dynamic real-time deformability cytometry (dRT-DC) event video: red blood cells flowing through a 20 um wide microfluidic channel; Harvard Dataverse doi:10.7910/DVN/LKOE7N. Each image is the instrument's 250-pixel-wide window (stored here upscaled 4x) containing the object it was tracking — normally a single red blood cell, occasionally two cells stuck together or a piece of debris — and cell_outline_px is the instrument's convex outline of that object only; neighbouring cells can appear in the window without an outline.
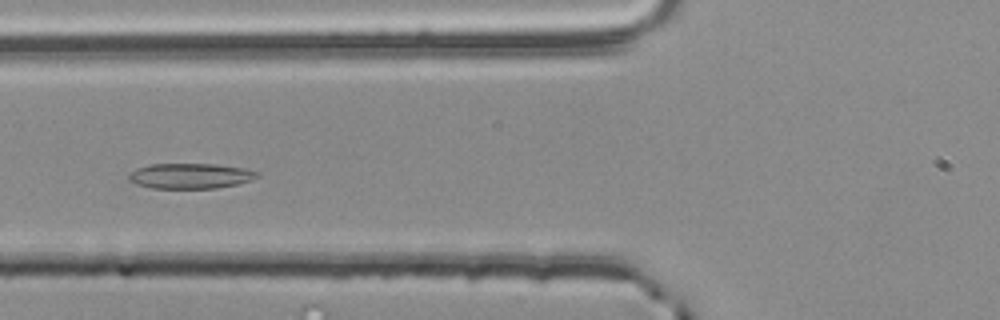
{"species": "common noctule bat (a hibernating species)", "species_latin": "Nyctalus noctula", "temperature_condition": "room temperature", "stored_images_in_passage": 27, "camera_frame_rate_fps": 3000, "um_per_image_px": 0.085, "animal": {"sex": "male", "body_mass_g": 20.4}, "frame": {"image": 1, "passage_image": 6, "time_ms": 1.667, "image_size_px": [1000, 320], "cell_outline_px": [[260, 176], [252, 180], [236, 184], [216, 188], [152, 188], [136, 184], [128, 180], [128, 176], [136, 168], [148, 164], [216, 164], [244, 168], [260, 172]], "centroid_in_image_um": [16.19, 14.95], "position_along_channel_um": 109.6, "area_um2": 19.02}}
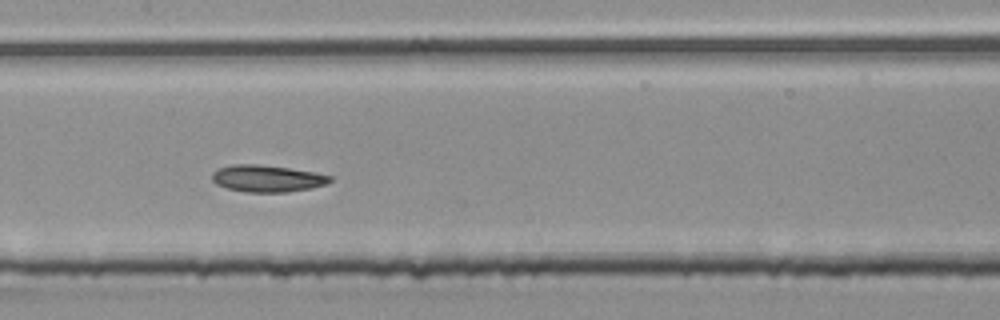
{"frame": {"image": 2, "passage_image": 12, "time_ms": 3.667, "image_size_px": [1000, 320], "cell_outline_px": [[332, 180], [328, 184], [312, 188], [288, 192], [244, 192], [228, 188], [216, 184], [212, 180], [212, 172], [216, 168], [232, 164], [256, 164], [288, 168], [316, 172], [332, 176]], "centroid_in_image_um": [22.71, 15.17], "position_along_channel_um": 184.7, "area_um2": 18.67}}
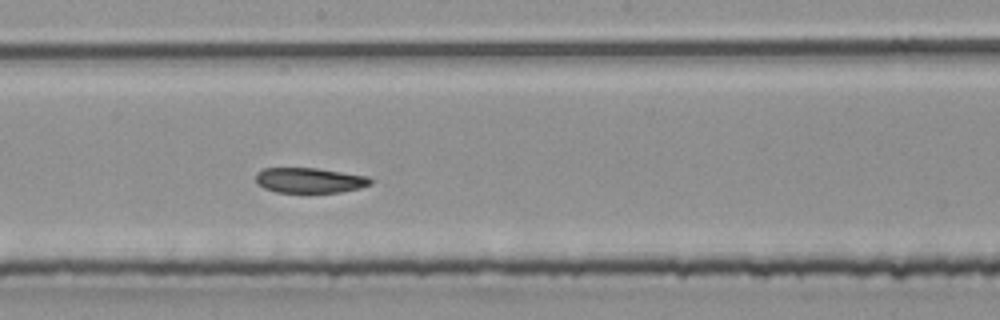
{"frame": {"image": 3, "passage_image": 15, "time_ms": 4.667, "image_size_px": [1000, 320], "cell_outline_px": [[372, 184], [360, 188], [340, 192], [276, 192], [264, 188], [256, 184], [256, 172], [264, 168], [316, 168], [368, 176], [372, 180]], "centroid_in_image_um": [26.3, 15.32], "position_along_channel_um": 221.9, "area_um2": 16.88}}